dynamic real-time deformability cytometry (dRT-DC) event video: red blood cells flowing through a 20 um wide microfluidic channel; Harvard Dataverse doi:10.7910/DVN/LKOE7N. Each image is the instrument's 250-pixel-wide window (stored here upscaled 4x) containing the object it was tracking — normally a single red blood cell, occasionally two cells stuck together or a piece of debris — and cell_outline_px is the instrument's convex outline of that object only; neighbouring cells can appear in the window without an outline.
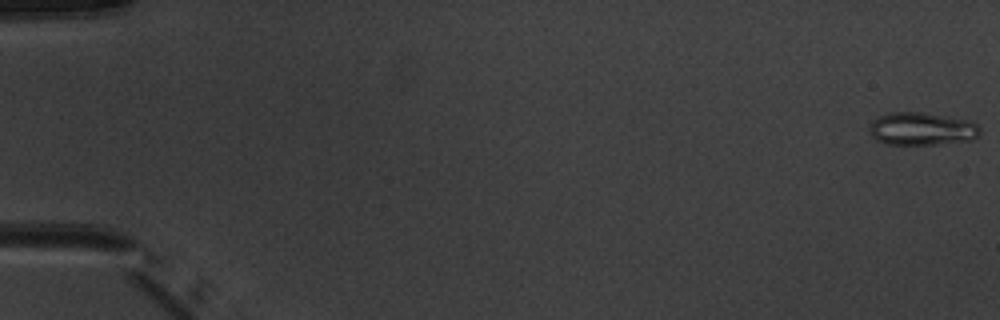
{"species": "common noctule bat (a hibernating species)", "species_latin": "Nyctalus noctula", "temperature_condition": "warm", "stored_images_in_passage": 2, "camera_frame_rate_fps": 3000, "um_per_image_px": 0.085, "animal": {"sex": "male", "body_mass_g": 20.1, "forearm_length_mm": 53.5}, "frame": {"image": 1, "passage_image": 2, "time_ms": 1.0, "image_size_px": [1000, 320], "cell_outline_px": [[980, 132], [972, 140], [936, 144], [884, 144], [876, 140], [872, 136], [868, 128], [872, 120], [880, 116], [892, 112], [920, 112], [968, 120], [976, 124], [980, 128]], "centroid_in_image_um": [78.31, 10.95], "position_along_channel_um": 6.7, "area_um2": 21.04}}